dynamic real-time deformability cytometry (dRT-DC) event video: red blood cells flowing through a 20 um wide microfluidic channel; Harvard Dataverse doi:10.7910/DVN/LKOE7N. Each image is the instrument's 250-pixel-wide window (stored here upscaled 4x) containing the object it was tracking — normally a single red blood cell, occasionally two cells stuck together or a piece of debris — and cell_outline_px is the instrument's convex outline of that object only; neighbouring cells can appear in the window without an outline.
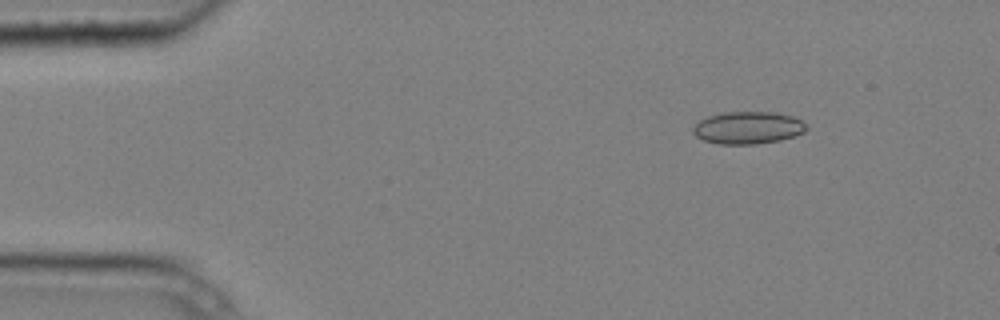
{"species": "common noctule bat (a hibernating species)", "species_latin": "Nyctalus noctula", "temperature_condition": "cold", "stored_images_in_passage": 6, "camera_frame_rate_fps": 3000, "um_per_image_px": 0.085, "animal": {"sex": "male", "body_mass_g": 20.4}, "frame": {"image": 1, "passage_image": 2, "time_ms": 0.333, "image_size_px": [1000, 320], "cell_outline_px": [[808, 128], [804, 132], [780, 140], [756, 144], [720, 144], [704, 140], [696, 136], [692, 132], [692, 128], [700, 120], [708, 116], [724, 112], [776, 112], [792, 116], [808, 124]], "centroid_in_image_um": [63.58, 10.85], "position_along_channel_um": 21.4, "area_um2": 21.39}}
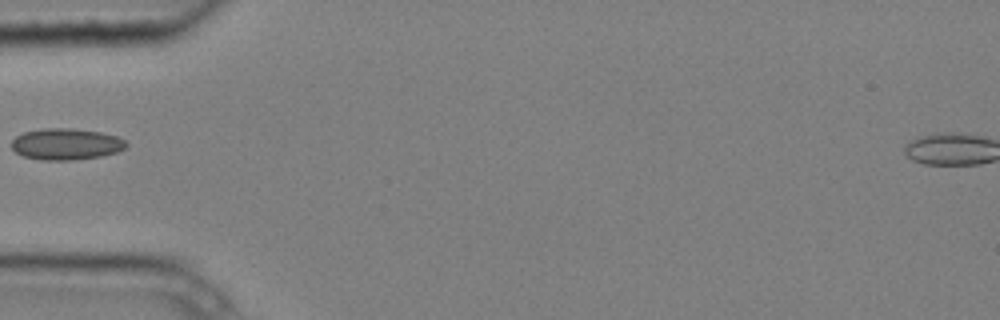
{"frame": {"image": 2, "passage_image": 5, "time_ms": 1.333, "image_size_px": [1000, 320], "cell_outline_px": [[128, 144], [124, 148], [116, 152], [100, 156], [72, 160], [40, 160], [24, 156], [16, 152], [12, 148], [12, 140], [16, 136], [24, 132], [44, 128], [72, 128], [100, 132], [116, 136], [124, 140]], "centroid_in_image_um": [5.6, 12.24], "position_along_channel_um": 79.4, "area_um2": 20.87}}
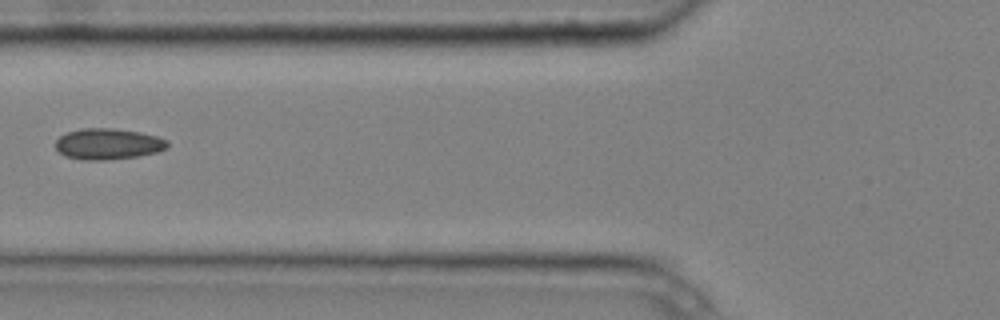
{"frame": {"image": 3, "passage_image": 6, "time_ms": 1.667, "image_size_px": [1000, 320], "cell_outline_px": [[168, 148], [156, 152], [136, 156], [104, 160], [80, 160], [64, 156], [56, 148], [56, 140], [60, 136], [68, 132], [80, 128], [112, 128], [140, 132], [156, 136], [168, 140]], "centroid_in_image_um": [9.17, 12.23], "position_along_channel_um": 116.6, "area_um2": 20.23}}